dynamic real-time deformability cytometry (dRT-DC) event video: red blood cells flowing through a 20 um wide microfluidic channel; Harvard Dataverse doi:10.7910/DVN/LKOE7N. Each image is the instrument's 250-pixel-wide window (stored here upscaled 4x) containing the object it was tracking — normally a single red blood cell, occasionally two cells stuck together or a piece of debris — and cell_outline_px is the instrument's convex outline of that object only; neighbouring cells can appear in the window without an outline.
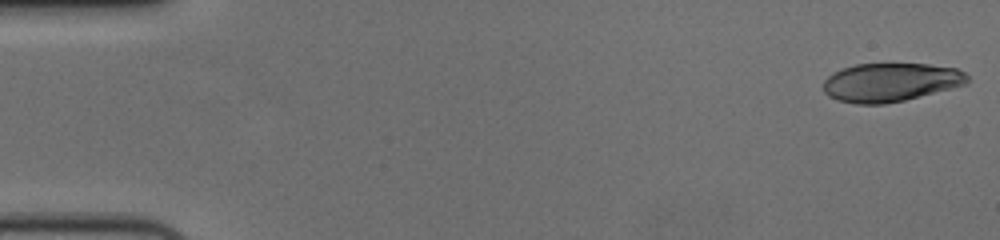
{"species": "human", "species_latin": "Homo sapiens", "temperature_condition": "cold", "stored_images_in_passage": 56, "camera_frame_rate_fps": 3000, "um_per_image_px": 0.085, "donor": {"sex": "female"}, "frame": {"image": 1, "passage_image": 1, "time_ms": 0.0, "image_size_px": [1000, 240], "cell_outline_px": [[968, 84], [904, 100], [884, 104], [856, 104], [836, 100], [828, 96], [824, 92], [824, 80], [832, 72], [856, 64], [928, 64], [956, 68], [964, 72], [968, 76]], "centroid_in_image_um": [75.69, 7.0], "position_along_channel_um": 9.3, "area_um2": 32.43}}
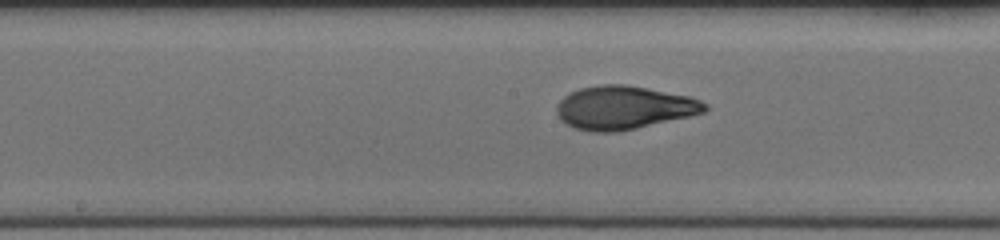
{"frame": {"image": 2, "passage_image": 29, "time_ms": 9.333, "image_size_px": [1000, 240], "cell_outline_px": [[708, 108], [704, 112], [688, 116], [636, 128], [616, 132], [592, 132], [576, 128], [560, 120], [556, 112], [556, 104], [564, 96], [580, 88], [600, 84], [624, 84], [648, 88], [688, 96], [700, 100], [708, 104]], "centroid_in_image_um": [53.01, 9.14], "position_along_channel_um": 195.2, "area_um2": 37.28}}
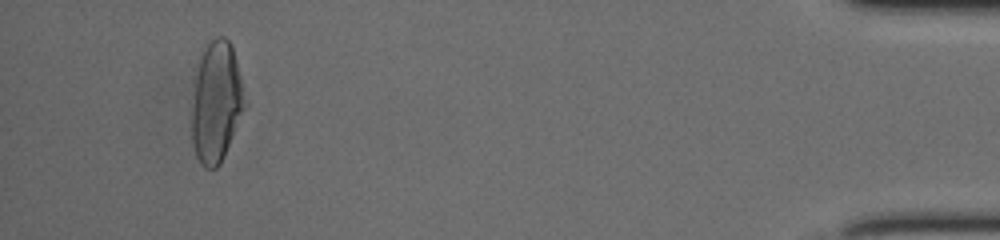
{"frame": {"image": 3, "passage_image": 53, "time_ms": 17.333, "image_size_px": [1000, 240], "cell_outline_px": [[248, 104], [224, 156], [220, 164], [216, 168], [204, 168], [200, 164], [196, 156], [192, 140], [192, 104], [196, 76], [200, 56], [204, 44], [208, 40], [216, 36], [224, 36], [232, 44]], "centroid_in_image_um": [18.41, 8.65], "position_along_channel_um": 416.8, "area_um2": 37.92}, "authors_computed_cell_mechanics": {"area_um2": 36.3562, "velocity_mm_per_s": 3.6649, "shape_relaxation_time_tau1_ms": 4.9309, "shape_relaxation_time_tau2_ms": 1.1498, "deformation_change_tau1": 0.2113, "deformation_change_tau2": 0.07}}